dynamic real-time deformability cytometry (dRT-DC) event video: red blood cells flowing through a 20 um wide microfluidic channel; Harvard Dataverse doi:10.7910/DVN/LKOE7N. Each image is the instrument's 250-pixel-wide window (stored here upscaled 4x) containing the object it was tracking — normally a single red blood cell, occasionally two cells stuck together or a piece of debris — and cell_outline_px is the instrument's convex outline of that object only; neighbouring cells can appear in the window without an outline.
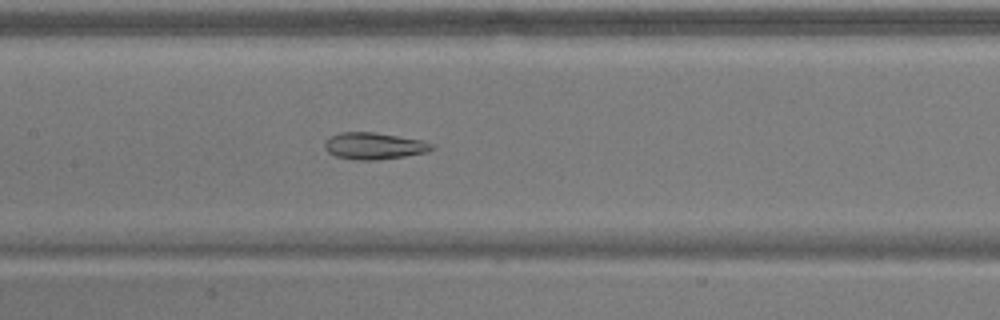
{"species": "common noctule bat (a hibernating species)", "species_latin": "Nyctalus noctula", "temperature_condition": "warm", "stored_images_in_passage": 44, "camera_frame_rate_fps": 3000, "um_per_image_px": 0.085, "animal": {"sex": "male", "body_mass_g": 17.9}, "frame": {"image": 1, "passage_image": 15, "time_ms": 4.667, "image_size_px": [1000, 320], "cell_outline_px": [[436, 148], [428, 152], [404, 156], [376, 160], [356, 160], [336, 156], [328, 152], [324, 148], [324, 140], [328, 136], [340, 132], [376, 132], [424, 140], [436, 144]], "centroid_in_image_um": [31.82, 12.39], "position_along_channel_um": 175.6, "area_um2": 17.11}}
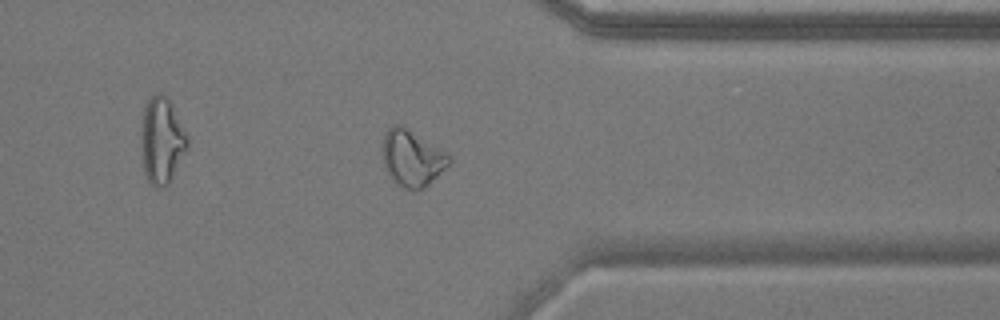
{"frame": {"image": 2, "passage_image": 32, "time_ms": 10.333, "image_size_px": [1000, 320], "cell_outline_px": [[452, 160], [424, 188], [404, 188], [396, 184], [392, 180], [384, 164], [384, 132], [392, 124], [400, 124], [448, 152], [452, 156]], "centroid_in_image_um": [35.04, 13.41], "position_along_channel_um": 376.4, "area_um2": 21.44}}
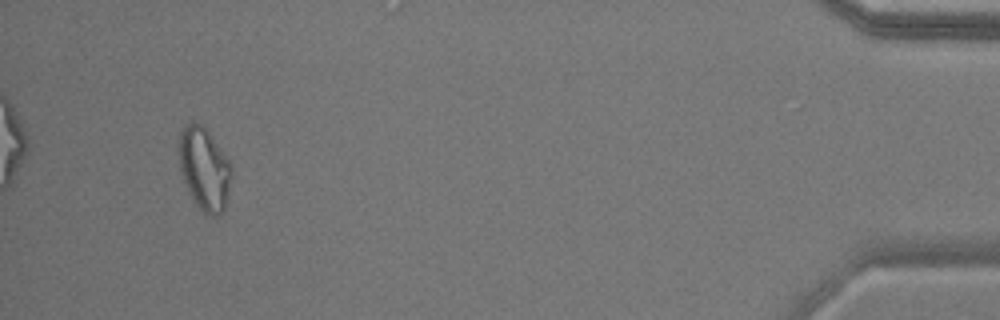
{"frame": {"image": 3, "passage_image": 41, "time_ms": 13.333, "image_size_px": [1000, 320], "cell_outline_px": [[232, 172], [224, 212], [216, 216], [208, 216], [192, 200], [188, 192], [180, 168], [180, 128], [184, 124], [192, 120], [200, 124], [208, 132], [228, 160], [232, 168]], "centroid_in_image_um": [17.36, 14.36], "position_along_channel_um": 417.8, "area_um2": 25.09}, "authors_computed_cell_mechanics": {"area_um2": 19.3052, "velocity_mm_per_s": 3.6609, "shape_relaxation_time_tau1_ms": null, "shape_relaxation_time_tau2_ms": 2.508, "deformation_change_tau1": null, "deformation_change_tau2": 0.0961}}